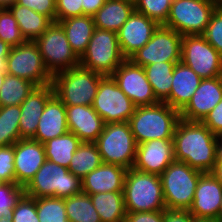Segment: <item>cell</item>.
Returning a JSON list of instances; mask_svg holds the SVG:
<instances>
[{
	"instance_id": "cell-1",
	"label": "cell",
	"mask_w": 222,
	"mask_h": 222,
	"mask_svg": "<svg viewBox=\"0 0 222 222\" xmlns=\"http://www.w3.org/2000/svg\"><path fill=\"white\" fill-rule=\"evenodd\" d=\"M217 141L218 136L202 122L180 119L173 135L175 160L204 173L212 172Z\"/></svg>"
},
{
	"instance_id": "cell-2",
	"label": "cell",
	"mask_w": 222,
	"mask_h": 222,
	"mask_svg": "<svg viewBox=\"0 0 222 222\" xmlns=\"http://www.w3.org/2000/svg\"><path fill=\"white\" fill-rule=\"evenodd\" d=\"M180 119V111L159 102L136 107L128 123L138 145L153 139H173Z\"/></svg>"
},
{
	"instance_id": "cell-3",
	"label": "cell",
	"mask_w": 222,
	"mask_h": 222,
	"mask_svg": "<svg viewBox=\"0 0 222 222\" xmlns=\"http://www.w3.org/2000/svg\"><path fill=\"white\" fill-rule=\"evenodd\" d=\"M104 76L79 65L56 73L51 84L54 94L65 106H92L100 80Z\"/></svg>"
},
{
	"instance_id": "cell-4",
	"label": "cell",
	"mask_w": 222,
	"mask_h": 222,
	"mask_svg": "<svg viewBox=\"0 0 222 222\" xmlns=\"http://www.w3.org/2000/svg\"><path fill=\"white\" fill-rule=\"evenodd\" d=\"M123 196L127 212L166 209L160 176L156 174L127 169Z\"/></svg>"
},
{
	"instance_id": "cell-5",
	"label": "cell",
	"mask_w": 222,
	"mask_h": 222,
	"mask_svg": "<svg viewBox=\"0 0 222 222\" xmlns=\"http://www.w3.org/2000/svg\"><path fill=\"white\" fill-rule=\"evenodd\" d=\"M203 173L185 162H172L160 175L166 209L189 210Z\"/></svg>"
},
{
	"instance_id": "cell-6",
	"label": "cell",
	"mask_w": 222,
	"mask_h": 222,
	"mask_svg": "<svg viewBox=\"0 0 222 222\" xmlns=\"http://www.w3.org/2000/svg\"><path fill=\"white\" fill-rule=\"evenodd\" d=\"M79 193H82L81 179L68 168L49 160L45 161L25 187V195L31 198L54 196L64 199Z\"/></svg>"
},
{
	"instance_id": "cell-7",
	"label": "cell",
	"mask_w": 222,
	"mask_h": 222,
	"mask_svg": "<svg viewBox=\"0 0 222 222\" xmlns=\"http://www.w3.org/2000/svg\"><path fill=\"white\" fill-rule=\"evenodd\" d=\"M105 164L133 168L137 143L128 122L107 123L94 142Z\"/></svg>"
},
{
	"instance_id": "cell-8",
	"label": "cell",
	"mask_w": 222,
	"mask_h": 222,
	"mask_svg": "<svg viewBox=\"0 0 222 222\" xmlns=\"http://www.w3.org/2000/svg\"><path fill=\"white\" fill-rule=\"evenodd\" d=\"M125 60L117 33L96 28L79 65L106 76L112 75Z\"/></svg>"
},
{
	"instance_id": "cell-9",
	"label": "cell",
	"mask_w": 222,
	"mask_h": 222,
	"mask_svg": "<svg viewBox=\"0 0 222 222\" xmlns=\"http://www.w3.org/2000/svg\"><path fill=\"white\" fill-rule=\"evenodd\" d=\"M212 0H172L163 25L183 35H203L214 10Z\"/></svg>"
},
{
	"instance_id": "cell-10",
	"label": "cell",
	"mask_w": 222,
	"mask_h": 222,
	"mask_svg": "<svg viewBox=\"0 0 222 222\" xmlns=\"http://www.w3.org/2000/svg\"><path fill=\"white\" fill-rule=\"evenodd\" d=\"M34 42L38 45L43 62L52 76L79 66L80 58L72 50L58 22H53Z\"/></svg>"
},
{
	"instance_id": "cell-11",
	"label": "cell",
	"mask_w": 222,
	"mask_h": 222,
	"mask_svg": "<svg viewBox=\"0 0 222 222\" xmlns=\"http://www.w3.org/2000/svg\"><path fill=\"white\" fill-rule=\"evenodd\" d=\"M181 61L202 79L222 76V55L203 35H183Z\"/></svg>"
},
{
	"instance_id": "cell-12",
	"label": "cell",
	"mask_w": 222,
	"mask_h": 222,
	"mask_svg": "<svg viewBox=\"0 0 222 222\" xmlns=\"http://www.w3.org/2000/svg\"><path fill=\"white\" fill-rule=\"evenodd\" d=\"M7 74L31 81L36 86L51 84L53 77L34 41H26L11 48L7 57Z\"/></svg>"
},
{
	"instance_id": "cell-13",
	"label": "cell",
	"mask_w": 222,
	"mask_h": 222,
	"mask_svg": "<svg viewBox=\"0 0 222 222\" xmlns=\"http://www.w3.org/2000/svg\"><path fill=\"white\" fill-rule=\"evenodd\" d=\"M183 36L173 29L160 25L145 46L129 60L138 66L158 62H180Z\"/></svg>"
},
{
	"instance_id": "cell-14",
	"label": "cell",
	"mask_w": 222,
	"mask_h": 222,
	"mask_svg": "<svg viewBox=\"0 0 222 222\" xmlns=\"http://www.w3.org/2000/svg\"><path fill=\"white\" fill-rule=\"evenodd\" d=\"M92 106L105 124L128 122L137 107L121 91L111 75H106L100 80Z\"/></svg>"
},
{
	"instance_id": "cell-15",
	"label": "cell",
	"mask_w": 222,
	"mask_h": 222,
	"mask_svg": "<svg viewBox=\"0 0 222 222\" xmlns=\"http://www.w3.org/2000/svg\"><path fill=\"white\" fill-rule=\"evenodd\" d=\"M121 91L138 106H152L160 101L155 97L142 66L126 59L111 75Z\"/></svg>"
},
{
	"instance_id": "cell-16",
	"label": "cell",
	"mask_w": 222,
	"mask_h": 222,
	"mask_svg": "<svg viewBox=\"0 0 222 222\" xmlns=\"http://www.w3.org/2000/svg\"><path fill=\"white\" fill-rule=\"evenodd\" d=\"M174 161L173 139H153L137 145L133 168L160 176Z\"/></svg>"
},
{
	"instance_id": "cell-17",
	"label": "cell",
	"mask_w": 222,
	"mask_h": 222,
	"mask_svg": "<svg viewBox=\"0 0 222 222\" xmlns=\"http://www.w3.org/2000/svg\"><path fill=\"white\" fill-rule=\"evenodd\" d=\"M46 160L42 143L19 139L14 143L15 183L26 187Z\"/></svg>"
},
{
	"instance_id": "cell-18",
	"label": "cell",
	"mask_w": 222,
	"mask_h": 222,
	"mask_svg": "<svg viewBox=\"0 0 222 222\" xmlns=\"http://www.w3.org/2000/svg\"><path fill=\"white\" fill-rule=\"evenodd\" d=\"M160 25L136 10L117 32L123 56L129 59L133 53L146 45Z\"/></svg>"
},
{
	"instance_id": "cell-19",
	"label": "cell",
	"mask_w": 222,
	"mask_h": 222,
	"mask_svg": "<svg viewBox=\"0 0 222 222\" xmlns=\"http://www.w3.org/2000/svg\"><path fill=\"white\" fill-rule=\"evenodd\" d=\"M222 202V183L212 174L203 173L197 183L189 213L195 218L216 219Z\"/></svg>"
},
{
	"instance_id": "cell-20",
	"label": "cell",
	"mask_w": 222,
	"mask_h": 222,
	"mask_svg": "<svg viewBox=\"0 0 222 222\" xmlns=\"http://www.w3.org/2000/svg\"><path fill=\"white\" fill-rule=\"evenodd\" d=\"M222 100V76L202 79L191 100L180 111L186 121H202Z\"/></svg>"
},
{
	"instance_id": "cell-21",
	"label": "cell",
	"mask_w": 222,
	"mask_h": 222,
	"mask_svg": "<svg viewBox=\"0 0 222 222\" xmlns=\"http://www.w3.org/2000/svg\"><path fill=\"white\" fill-rule=\"evenodd\" d=\"M54 95L52 84L36 86L20 104V139H33L47 101Z\"/></svg>"
},
{
	"instance_id": "cell-22",
	"label": "cell",
	"mask_w": 222,
	"mask_h": 222,
	"mask_svg": "<svg viewBox=\"0 0 222 222\" xmlns=\"http://www.w3.org/2000/svg\"><path fill=\"white\" fill-rule=\"evenodd\" d=\"M69 132L74 133L81 142L94 143L103 132L105 123L93 106H65Z\"/></svg>"
},
{
	"instance_id": "cell-23",
	"label": "cell",
	"mask_w": 222,
	"mask_h": 222,
	"mask_svg": "<svg viewBox=\"0 0 222 222\" xmlns=\"http://www.w3.org/2000/svg\"><path fill=\"white\" fill-rule=\"evenodd\" d=\"M127 169L116 164L102 163L88 173L82 182V192L88 195L123 191Z\"/></svg>"
},
{
	"instance_id": "cell-24",
	"label": "cell",
	"mask_w": 222,
	"mask_h": 222,
	"mask_svg": "<svg viewBox=\"0 0 222 222\" xmlns=\"http://www.w3.org/2000/svg\"><path fill=\"white\" fill-rule=\"evenodd\" d=\"M69 132L66 119V108L54 94L46 103L40 116L38 128L33 140L42 144Z\"/></svg>"
},
{
	"instance_id": "cell-25",
	"label": "cell",
	"mask_w": 222,
	"mask_h": 222,
	"mask_svg": "<svg viewBox=\"0 0 222 222\" xmlns=\"http://www.w3.org/2000/svg\"><path fill=\"white\" fill-rule=\"evenodd\" d=\"M199 77L189 66L182 61L177 62L173 69V80L170 96L164 101L172 108L181 111L191 100L200 85Z\"/></svg>"
},
{
	"instance_id": "cell-26",
	"label": "cell",
	"mask_w": 222,
	"mask_h": 222,
	"mask_svg": "<svg viewBox=\"0 0 222 222\" xmlns=\"http://www.w3.org/2000/svg\"><path fill=\"white\" fill-rule=\"evenodd\" d=\"M134 10L132 0H107L92 17L96 28L117 33Z\"/></svg>"
},
{
	"instance_id": "cell-27",
	"label": "cell",
	"mask_w": 222,
	"mask_h": 222,
	"mask_svg": "<svg viewBox=\"0 0 222 222\" xmlns=\"http://www.w3.org/2000/svg\"><path fill=\"white\" fill-rule=\"evenodd\" d=\"M58 23L62 26L72 50L80 58L96 29L93 17L82 15L61 20Z\"/></svg>"
},
{
	"instance_id": "cell-28",
	"label": "cell",
	"mask_w": 222,
	"mask_h": 222,
	"mask_svg": "<svg viewBox=\"0 0 222 222\" xmlns=\"http://www.w3.org/2000/svg\"><path fill=\"white\" fill-rule=\"evenodd\" d=\"M8 9L14 15L26 41H35L53 23L49 17L16 3L10 5Z\"/></svg>"
},
{
	"instance_id": "cell-29",
	"label": "cell",
	"mask_w": 222,
	"mask_h": 222,
	"mask_svg": "<svg viewBox=\"0 0 222 222\" xmlns=\"http://www.w3.org/2000/svg\"><path fill=\"white\" fill-rule=\"evenodd\" d=\"M101 222H125L127 215L123 191L90 195Z\"/></svg>"
},
{
	"instance_id": "cell-30",
	"label": "cell",
	"mask_w": 222,
	"mask_h": 222,
	"mask_svg": "<svg viewBox=\"0 0 222 222\" xmlns=\"http://www.w3.org/2000/svg\"><path fill=\"white\" fill-rule=\"evenodd\" d=\"M80 144V139L72 132L48 140L43 144L46 159L68 168L71 158Z\"/></svg>"
},
{
	"instance_id": "cell-31",
	"label": "cell",
	"mask_w": 222,
	"mask_h": 222,
	"mask_svg": "<svg viewBox=\"0 0 222 222\" xmlns=\"http://www.w3.org/2000/svg\"><path fill=\"white\" fill-rule=\"evenodd\" d=\"M177 62H158L144 66L149 83L151 84L155 97L164 102L171 92L173 69Z\"/></svg>"
},
{
	"instance_id": "cell-32",
	"label": "cell",
	"mask_w": 222,
	"mask_h": 222,
	"mask_svg": "<svg viewBox=\"0 0 222 222\" xmlns=\"http://www.w3.org/2000/svg\"><path fill=\"white\" fill-rule=\"evenodd\" d=\"M102 163L103 161L96 144L81 142L71 158L68 169L76 177L83 179Z\"/></svg>"
},
{
	"instance_id": "cell-33",
	"label": "cell",
	"mask_w": 222,
	"mask_h": 222,
	"mask_svg": "<svg viewBox=\"0 0 222 222\" xmlns=\"http://www.w3.org/2000/svg\"><path fill=\"white\" fill-rule=\"evenodd\" d=\"M35 87L31 81L6 74L0 88V106L20 105Z\"/></svg>"
},
{
	"instance_id": "cell-34",
	"label": "cell",
	"mask_w": 222,
	"mask_h": 222,
	"mask_svg": "<svg viewBox=\"0 0 222 222\" xmlns=\"http://www.w3.org/2000/svg\"><path fill=\"white\" fill-rule=\"evenodd\" d=\"M67 218L71 222H101L90 195L79 193L64 198Z\"/></svg>"
},
{
	"instance_id": "cell-35",
	"label": "cell",
	"mask_w": 222,
	"mask_h": 222,
	"mask_svg": "<svg viewBox=\"0 0 222 222\" xmlns=\"http://www.w3.org/2000/svg\"><path fill=\"white\" fill-rule=\"evenodd\" d=\"M20 114V105L0 106V147L13 145L20 139Z\"/></svg>"
},
{
	"instance_id": "cell-36",
	"label": "cell",
	"mask_w": 222,
	"mask_h": 222,
	"mask_svg": "<svg viewBox=\"0 0 222 222\" xmlns=\"http://www.w3.org/2000/svg\"><path fill=\"white\" fill-rule=\"evenodd\" d=\"M34 199L39 222H65L68 219L63 198L50 196Z\"/></svg>"
},
{
	"instance_id": "cell-37",
	"label": "cell",
	"mask_w": 222,
	"mask_h": 222,
	"mask_svg": "<svg viewBox=\"0 0 222 222\" xmlns=\"http://www.w3.org/2000/svg\"><path fill=\"white\" fill-rule=\"evenodd\" d=\"M172 0H134L137 12L146 15L159 25H164L170 13Z\"/></svg>"
},
{
	"instance_id": "cell-38",
	"label": "cell",
	"mask_w": 222,
	"mask_h": 222,
	"mask_svg": "<svg viewBox=\"0 0 222 222\" xmlns=\"http://www.w3.org/2000/svg\"><path fill=\"white\" fill-rule=\"evenodd\" d=\"M0 39L11 47L26 42L14 15L8 8H0Z\"/></svg>"
},
{
	"instance_id": "cell-39",
	"label": "cell",
	"mask_w": 222,
	"mask_h": 222,
	"mask_svg": "<svg viewBox=\"0 0 222 222\" xmlns=\"http://www.w3.org/2000/svg\"><path fill=\"white\" fill-rule=\"evenodd\" d=\"M25 195V187L19 186L17 183L0 184V214L6 217L12 216L17 203Z\"/></svg>"
},
{
	"instance_id": "cell-40",
	"label": "cell",
	"mask_w": 222,
	"mask_h": 222,
	"mask_svg": "<svg viewBox=\"0 0 222 222\" xmlns=\"http://www.w3.org/2000/svg\"><path fill=\"white\" fill-rule=\"evenodd\" d=\"M203 36L222 55V8L214 10Z\"/></svg>"
},
{
	"instance_id": "cell-41",
	"label": "cell",
	"mask_w": 222,
	"mask_h": 222,
	"mask_svg": "<svg viewBox=\"0 0 222 222\" xmlns=\"http://www.w3.org/2000/svg\"><path fill=\"white\" fill-rule=\"evenodd\" d=\"M12 222H39L36 201L24 195L14 208Z\"/></svg>"
},
{
	"instance_id": "cell-42",
	"label": "cell",
	"mask_w": 222,
	"mask_h": 222,
	"mask_svg": "<svg viewBox=\"0 0 222 222\" xmlns=\"http://www.w3.org/2000/svg\"><path fill=\"white\" fill-rule=\"evenodd\" d=\"M15 183L14 144L0 147V184Z\"/></svg>"
},
{
	"instance_id": "cell-43",
	"label": "cell",
	"mask_w": 222,
	"mask_h": 222,
	"mask_svg": "<svg viewBox=\"0 0 222 222\" xmlns=\"http://www.w3.org/2000/svg\"><path fill=\"white\" fill-rule=\"evenodd\" d=\"M83 15L81 0H56V22Z\"/></svg>"
},
{
	"instance_id": "cell-44",
	"label": "cell",
	"mask_w": 222,
	"mask_h": 222,
	"mask_svg": "<svg viewBox=\"0 0 222 222\" xmlns=\"http://www.w3.org/2000/svg\"><path fill=\"white\" fill-rule=\"evenodd\" d=\"M15 3L45 15L56 22V0H16Z\"/></svg>"
},
{
	"instance_id": "cell-45",
	"label": "cell",
	"mask_w": 222,
	"mask_h": 222,
	"mask_svg": "<svg viewBox=\"0 0 222 222\" xmlns=\"http://www.w3.org/2000/svg\"><path fill=\"white\" fill-rule=\"evenodd\" d=\"M212 133L222 136V100L201 121Z\"/></svg>"
},
{
	"instance_id": "cell-46",
	"label": "cell",
	"mask_w": 222,
	"mask_h": 222,
	"mask_svg": "<svg viewBox=\"0 0 222 222\" xmlns=\"http://www.w3.org/2000/svg\"><path fill=\"white\" fill-rule=\"evenodd\" d=\"M125 222H164V210L127 212Z\"/></svg>"
},
{
	"instance_id": "cell-47",
	"label": "cell",
	"mask_w": 222,
	"mask_h": 222,
	"mask_svg": "<svg viewBox=\"0 0 222 222\" xmlns=\"http://www.w3.org/2000/svg\"><path fill=\"white\" fill-rule=\"evenodd\" d=\"M193 218L188 210H164V222H192Z\"/></svg>"
},
{
	"instance_id": "cell-48",
	"label": "cell",
	"mask_w": 222,
	"mask_h": 222,
	"mask_svg": "<svg viewBox=\"0 0 222 222\" xmlns=\"http://www.w3.org/2000/svg\"><path fill=\"white\" fill-rule=\"evenodd\" d=\"M83 4V15L93 16L107 0H81Z\"/></svg>"
},
{
	"instance_id": "cell-49",
	"label": "cell",
	"mask_w": 222,
	"mask_h": 222,
	"mask_svg": "<svg viewBox=\"0 0 222 222\" xmlns=\"http://www.w3.org/2000/svg\"><path fill=\"white\" fill-rule=\"evenodd\" d=\"M11 46L0 39V72L7 74V57L10 53Z\"/></svg>"
},
{
	"instance_id": "cell-50",
	"label": "cell",
	"mask_w": 222,
	"mask_h": 222,
	"mask_svg": "<svg viewBox=\"0 0 222 222\" xmlns=\"http://www.w3.org/2000/svg\"><path fill=\"white\" fill-rule=\"evenodd\" d=\"M216 163H222V136H218L216 145Z\"/></svg>"
},
{
	"instance_id": "cell-51",
	"label": "cell",
	"mask_w": 222,
	"mask_h": 222,
	"mask_svg": "<svg viewBox=\"0 0 222 222\" xmlns=\"http://www.w3.org/2000/svg\"><path fill=\"white\" fill-rule=\"evenodd\" d=\"M212 174L222 183V163H216Z\"/></svg>"
},
{
	"instance_id": "cell-52",
	"label": "cell",
	"mask_w": 222,
	"mask_h": 222,
	"mask_svg": "<svg viewBox=\"0 0 222 222\" xmlns=\"http://www.w3.org/2000/svg\"><path fill=\"white\" fill-rule=\"evenodd\" d=\"M16 0H0V8H8L10 5H13Z\"/></svg>"
},
{
	"instance_id": "cell-53",
	"label": "cell",
	"mask_w": 222,
	"mask_h": 222,
	"mask_svg": "<svg viewBox=\"0 0 222 222\" xmlns=\"http://www.w3.org/2000/svg\"><path fill=\"white\" fill-rule=\"evenodd\" d=\"M192 222H218L216 219L193 218Z\"/></svg>"
},
{
	"instance_id": "cell-54",
	"label": "cell",
	"mask_w": 222,
	"mask_h": 222,
	"mask_svg": "<svg viewBox=\"0 0 222 222\" xmlns=\"http://www.w3.org/2000/svg\"><path fill=\"white\" fill-rule=\"evenodd\" d=\"M0 222H12V216L6 217L3 214H0Z\"/></svg>"
},
{
	"instance_id": "cell-55",
	"label": "cell",
	"mask_w": 222,
	"mask_h": 222,
	"mask_svg": "<svg viewBox=\"0 0 222 222\" xmlns=\"http://www.w3.org/2000/svg\"><path fill=\"white\" fill-rule=\"evenodd\" d=\"M215 3L216 8H222V0H212Z\"/></svg>"
},
{
	"instance_id": "cell-56",
	"label": "cell",
	"mask_w": 222,
	"mask_h": 222,
	"mask_svg": "<svg viewBox=\"0 0 222 222\" xmlns=\"http://www.w3.org/2000/svg\"><path fill=\"white\" fill-rule=\"evenodd\" d=\"M217 220L219 222H222V202H221V205H220V209H219V213H218V218Z\"/></svg>"
},
{
	"instance_id": "cell-57",
	"label": "cell",
	"mask_w": 222,
	"mask_h": 222,
	"mask_svg": "<svg viewBox=\"0 0 222 222\" xmlns=\"http://www.w3.org/2000/svg\"><path fill=\"white\" fill-rule=\"evenodd\" d=\"M5 76H6V73L0 72V88H1V86H2V84H3V81H4Z\"/></svg>"
}]
</instances>
